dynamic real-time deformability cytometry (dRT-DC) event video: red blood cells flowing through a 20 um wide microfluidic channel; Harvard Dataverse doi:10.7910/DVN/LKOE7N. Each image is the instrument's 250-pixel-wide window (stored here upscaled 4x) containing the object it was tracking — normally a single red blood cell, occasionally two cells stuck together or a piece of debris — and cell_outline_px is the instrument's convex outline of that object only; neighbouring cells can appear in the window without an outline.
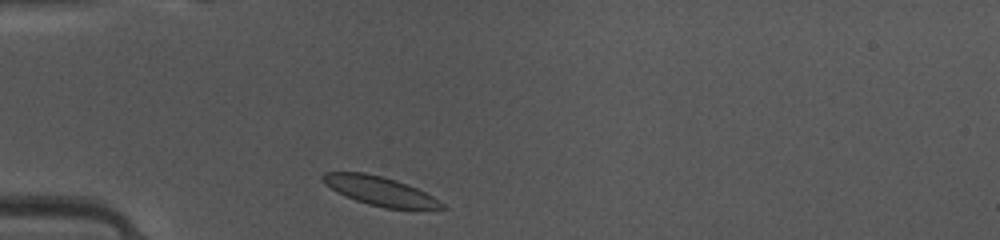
{"species": "common noctule bat (a hibernating species)", "species_latin": "Nyctalus noctula", "temperature_condition": "warm", "stored_images_in_passage": 36, "camera_frame_rate_fps": 3000, "um_per_image_px": 0.085, "animal": {"sex": "female", "body_mass_g": 10.0, "forearm_length_mm": 53.1}, "frame": {"image": 1, "passage_image": 1, "time_ms": 0.0, "image_size_px": [1000, 240], "cell_outline_px": [[448, 208], [384, 208], [368, 204], [344, 196], [332, 188], [320, 176], [324, 172], [364, 172], [396, 180], [408, 184], [440, 200]], "centroid_in_image_um": [32.3, 16.22], "position_along_channel_um": 52.7, "area_um2": 19.71}}
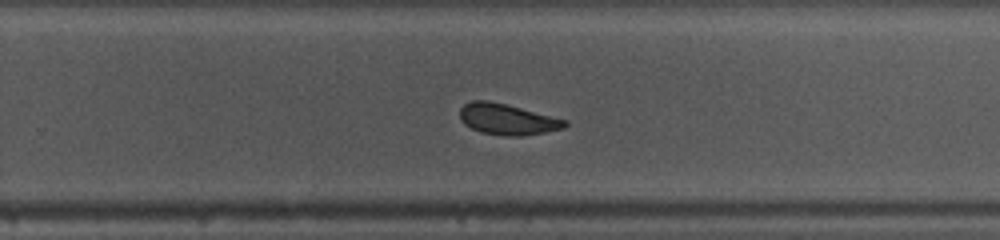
{"frame": {"image": 2, "passage_image": 19, "time_ms": 6.0, "image_size_px": [1000, 240], "cell_outline_px": [[568, 124], [564, 128], [544, 132], [520, 136], [504, 136], [480, 132], [464, 124], [460, 120], [460, 108], [464, 104], [472, 100], [488, 100], [568, 120]], "centroid_in_image_um": [43.1, 10.14], "position_along_channel_um": 286.7, "area_um2": 18.84}}
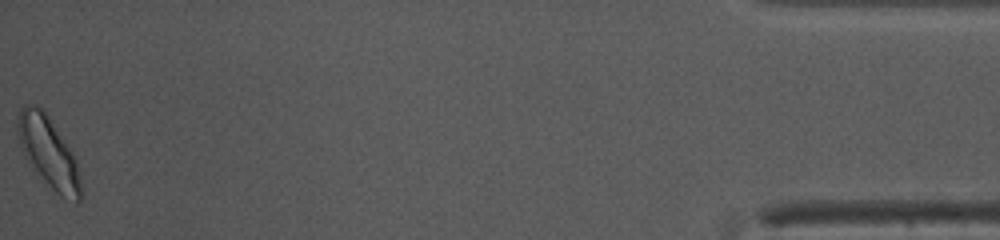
{"frame": {"image": 3, "passage_image": 36, "time_ms": 11.667, "image_size_px": [1000, 240], "cell_outline_px": [[80, 200], [76, 204], [60, 196], [52, 188], [24, 156], [16, 136], [16, 120], [20, 108], [24, 104], [36, 104], [48, 116], [72, 152], [76, 160], [80, 176]], "centroid_in_image_um": [4.09, 12.91], "position_along_channel_um": 431.1, "area_um2": 25.78}, "authors_computed_cell_mechanics": {"area_um2": 20.0566, "velocity_mm_per_s": 4.0938, "shape_relaxation_time_tau1_ms": 3.9797, "shape_relaxation_time_tau2_ms": 2.7069, "deformation_change_tau1": 0.1042, "deformation_change_tau2": 0.0582}}